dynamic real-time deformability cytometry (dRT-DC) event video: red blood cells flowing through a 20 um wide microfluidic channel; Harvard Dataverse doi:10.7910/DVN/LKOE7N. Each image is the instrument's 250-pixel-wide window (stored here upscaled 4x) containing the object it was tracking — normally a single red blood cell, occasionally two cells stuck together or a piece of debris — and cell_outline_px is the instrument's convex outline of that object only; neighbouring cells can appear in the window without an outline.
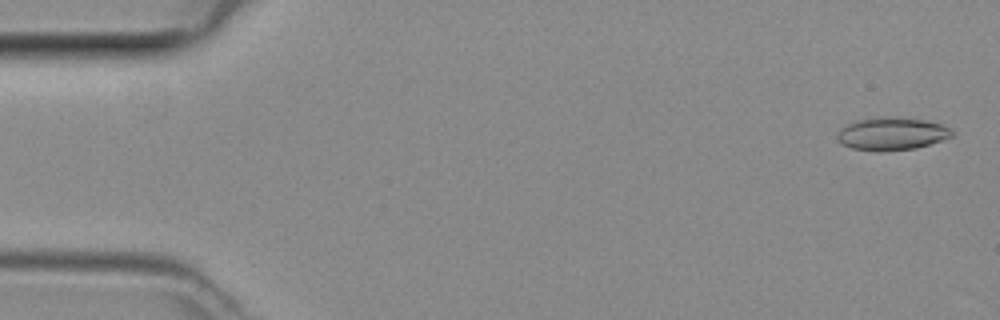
{"species": "common noctule bat (a hibernating species)", "species_latin": "Nyctalus noctula", "temperature_condition": "room temperature", "stored_images_in_passage": 48, "camera_frame_rate_fps": 3000, "um_per_image_px": 0.085, "animal": {"sex": "female", "body_mass_g": 29.2, "forearm_length_mm": 56.3}, "frame": {"image": 1, "passage_image": 2, "time_ms": 0.333, "image_size_px": [1000, 320], "cell_outline_px": [[952, 136], [916, 148], [880, 152], [876, 152], [852, 148], [836, 140], [836, 132], [844, 124], [856, 120], [884, 116], [896, 116], [924, 120], [940, 124], [948, 128], [952, 132]], "centroid_in_image_um": [75.71, 11.36], "position_along_channel_um": 9.3, "area_um2": 22.08}}
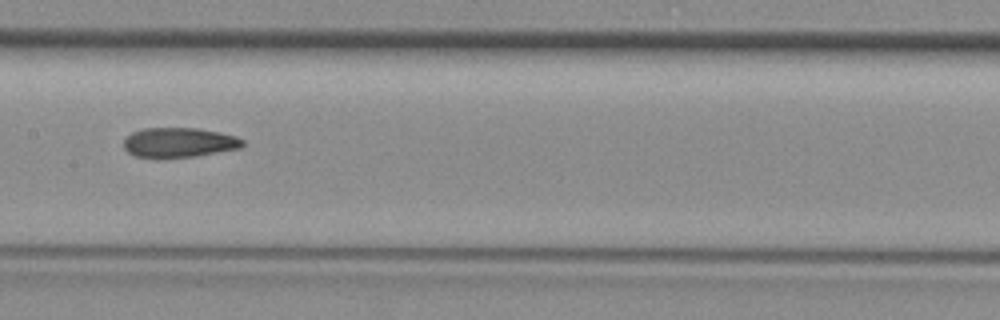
{"frame": {"image": 2, "passage_image": 24, "time_ms": 7.667, "image_size_px": [1000, 320], "cell_outline_px": [[244, 144], [240, 148], [196, 156], [156, 160], [136, 156], [128, 152], [124, 148], [124, 140], [132, 132], [144, 128], [196, 128], [220, 132], [236, 136], [244, 140]], "centroid_in_image_um": [15.19, 12.14], "position_along_channel_um": 192.2, "area_um2": 21.04}}
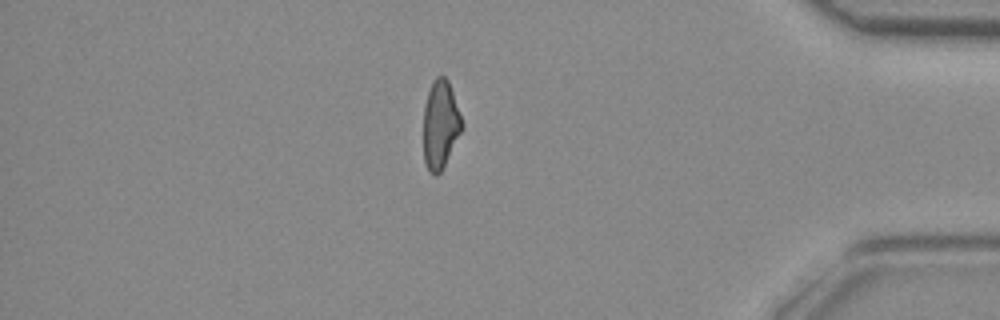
{"frame": {"image": 3, "passage_image": 41, "time_ms": 13.333, "image_size_px": [1000, 320], "cell_outline_px": [[464, 124], [440, 172], [436, 176], [432, 176], [428, 172], [424, 160], [424, 108], [428, 92], [432, 80], [436, 76], [444, 76], [448, 80]], "centroid_in_image_um": [37.42, 10.58], "position_along_channel_um": 397.8, "area_um2": 19.54}}